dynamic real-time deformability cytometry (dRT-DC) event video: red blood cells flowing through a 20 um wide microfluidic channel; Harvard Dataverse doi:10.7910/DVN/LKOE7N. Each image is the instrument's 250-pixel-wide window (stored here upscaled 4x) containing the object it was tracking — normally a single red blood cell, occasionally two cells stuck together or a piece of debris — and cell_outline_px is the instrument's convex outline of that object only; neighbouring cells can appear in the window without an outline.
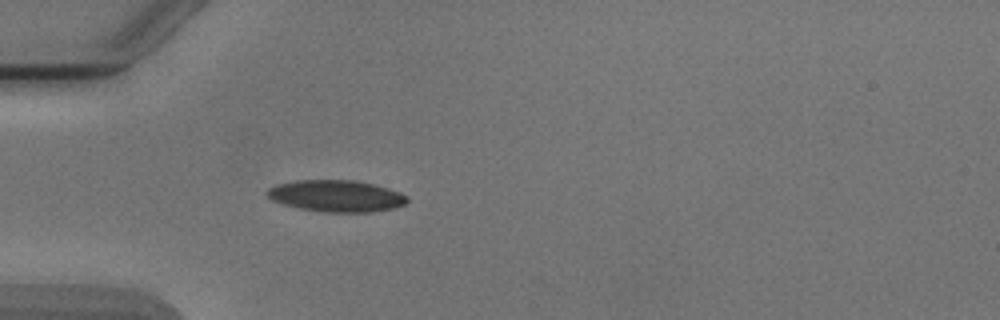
{"species": "Egyptian fruit bat (a non-hibernating species)", "species_latin": "Rousettus aegyptiacus", "temperature_condition": "cold", "stored_images_in_passage": 4, "camera_frame_rate_fps": 3000, "um_per_image_px": 0.085, "animal": {"sex": "male"}, "frame": {"image": 1, "passage_image": 4, "time_ms": 3.667, "image_size_px": [1000, 320], "cell_outline_px": [[408, 200], [404, 204], [396, 208], [372, 212], [324, 212], [300, 208], [284, 204], [272, 200], [264, 192], [268, 188], [276, 184], [296, 180], [356, 180], [388, 188], [400, 192], [408, 196]], "centroid_in_image_um": [28.59, 16.65], "position_along_channel_um": 56.4, "area_um2": 25.95}}